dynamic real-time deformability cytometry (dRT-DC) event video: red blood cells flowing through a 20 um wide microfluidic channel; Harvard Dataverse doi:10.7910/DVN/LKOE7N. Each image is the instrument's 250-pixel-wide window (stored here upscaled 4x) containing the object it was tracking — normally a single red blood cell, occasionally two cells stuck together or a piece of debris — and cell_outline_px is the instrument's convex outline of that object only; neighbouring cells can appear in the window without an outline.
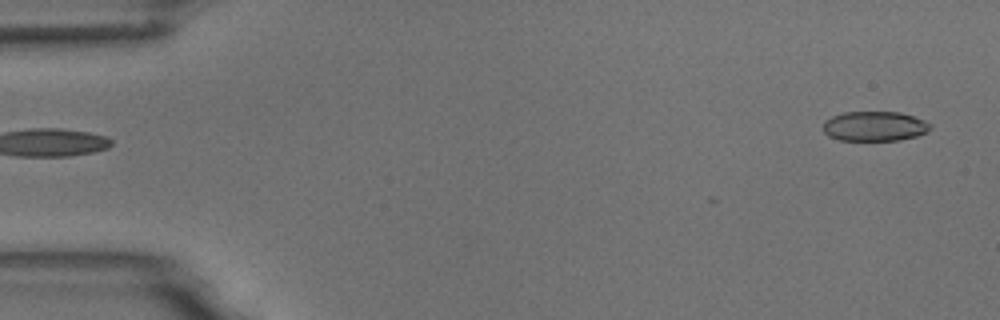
{"species": "common noctule bat (a hibernating species)", "species_latin": "Nyctalus noctula", "temperature_condition": "room temperature", "stored_images_in_passage": 4, "segment_of_instrument_passage": [2, 2], "camera_frame_rate_fps": 3000, "um_per_image_px": 0.085, "animal": {"sex": "male", "body_mass_g": 18.8}, "frame": {"image": 1, "passage_image": 4, "time_ms": 4.333, "image_size_px": [1000, 320], "cell_outline_px": [[932, 128], [928, 132], [916, 136], [900, 140], [840, 140], [828, 136], [824, 132], [824, 120], [832, 116], [844, 112], [900, 112], [924, 120], [932, 124]], "centroid_in_image_um": [74.36, 10.73], "position_along_channel_um": 10.6, "area_um2": 18.67}}